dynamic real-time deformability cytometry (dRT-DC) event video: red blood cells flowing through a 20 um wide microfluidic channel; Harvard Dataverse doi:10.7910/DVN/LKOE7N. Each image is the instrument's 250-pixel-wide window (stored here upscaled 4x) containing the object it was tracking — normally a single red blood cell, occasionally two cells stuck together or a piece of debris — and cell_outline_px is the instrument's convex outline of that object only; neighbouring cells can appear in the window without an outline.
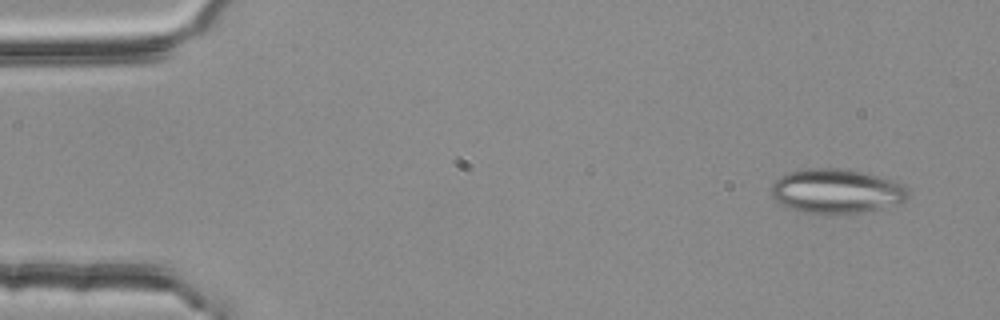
{"species": "common noctule bat (a hibernating species)", "species_latin": "Nyctalus noctula", "temperature_condition": "room temperature", "stored_images_in_passage": 3, "camera_frame_rate_fps": 3000, "um_per_image_px": 0.085, "animal": {"sex": "female", "body_mass_g": 25.1}, "frame": {"image": 1, "passage_image": 1, "time_ms": 0.0, "image_size_px": [1000, 320], "cell_outline_px": [[908, 196], [904, 200], [880, 208], [848, 216], [804, 212], [788, 208], [776, 200], [772, 196], [772, 184], [780, 176], [788, 172], [808, 168], [836, 168], [860, 172], [876, 176], [904, 184], [908, 188]], "centroid_in_image_um": [71.07, 16.27], "position_along_channel_um": 13.9, "area_um2": 35.43}}